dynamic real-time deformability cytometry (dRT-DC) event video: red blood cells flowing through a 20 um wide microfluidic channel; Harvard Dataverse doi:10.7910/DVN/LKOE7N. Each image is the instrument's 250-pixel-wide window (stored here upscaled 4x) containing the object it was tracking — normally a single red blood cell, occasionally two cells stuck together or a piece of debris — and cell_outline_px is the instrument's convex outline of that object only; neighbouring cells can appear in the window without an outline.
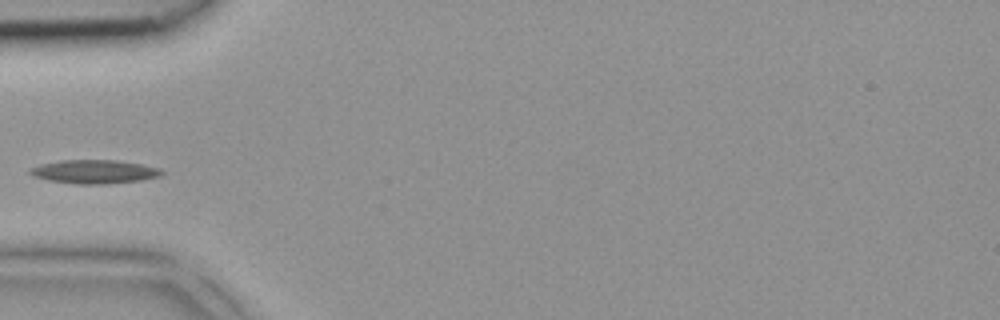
{"species": "common noctule bat (a hibernating species)", "species_latin": "Nyctalus noctula", "temperature_condition": "room temperature", "stored_images_in_passage": 3, "segment_of_instrument_passage": [2, 2], "camera_frame_rate_fps": 3000, "um_per_image_px": 0.085, "animal": {"sex": "female", "body_mass_g": 18.4}, "frame": {"image": 1, "passage_image": 3, "time_ms": 0.667, "image_size_px": [1000, 320], "cell_outline_px": [[164, 172], [160, 176], [140, 180], [104, 184], [76, 184], [48, 180], [32, 176], [28, 172], [28, 168], [40, 164], [60, 160], [116, 160], [140, 164], [160, 168]], "centroid_in_image_um": [7.96, 14.59], "position_along_channel_um": 77.0, "area_um2": 18.21}}